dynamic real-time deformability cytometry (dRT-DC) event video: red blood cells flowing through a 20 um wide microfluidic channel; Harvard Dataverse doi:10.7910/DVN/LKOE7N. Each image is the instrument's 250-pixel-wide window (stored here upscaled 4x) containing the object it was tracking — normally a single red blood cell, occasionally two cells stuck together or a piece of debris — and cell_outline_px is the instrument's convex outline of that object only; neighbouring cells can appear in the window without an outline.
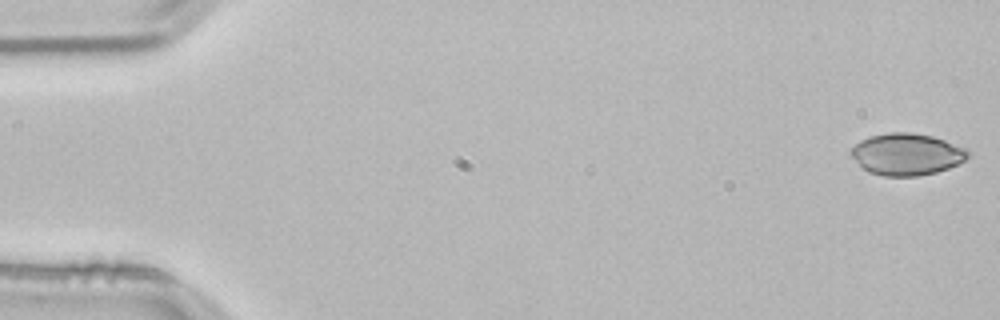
{"species": "common noctule bat (a hibernating species)", "species_latin": "Nyctalus noctula", "temperature_condition": "room temperature", "stored_images_in_passage": 53, "camera_frame_rate_fps": 3000, "um_per_image_px": 0.085, "animal": {"sex": "male", "body_mass_g": 21.5, "forearm_length_mm": 52.0}, "frame": {"image": 1, "passage_image": 1, "time_ms": 0.0, "image_size_px": [1000, 320], "cell_outline_px": [[972, 156], [948, 168], [936, 172], [916, 176], [884, 176], [868, 172], [848, 152], [860, 140], [872, 136], [892, 132], [908, 132], [932, 136], [968, 148], [972, 152]], "centroid_in_image_um": [77.12, 13.11], "position_along_channel_um": 7.9, "area_um2": 28.44}}
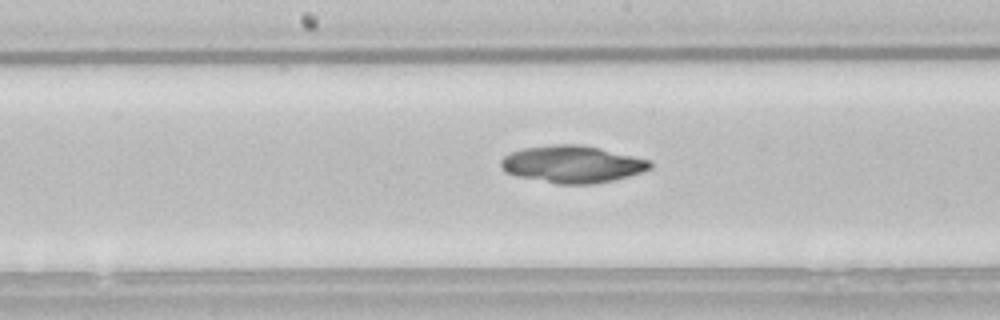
{"frame": {"image": 2, "passage_image": 27, "time_ms": 8.667, "image_size_px": [1000, 320], "cell_outline_px": [[652, 168], [628, 176], [612, 180], [592, 184], [556, 184], [516, 176], [504, 172], [500, 164], [500, 160], [504, 156], [512, 152], [524, 148], [552, 144], [576, 144], [600, 148], [652, 160]], "centroid_in_image_um": [48.63, 13.96], "position_along_channel_um": 199.6, "area_um2": 32.37}}
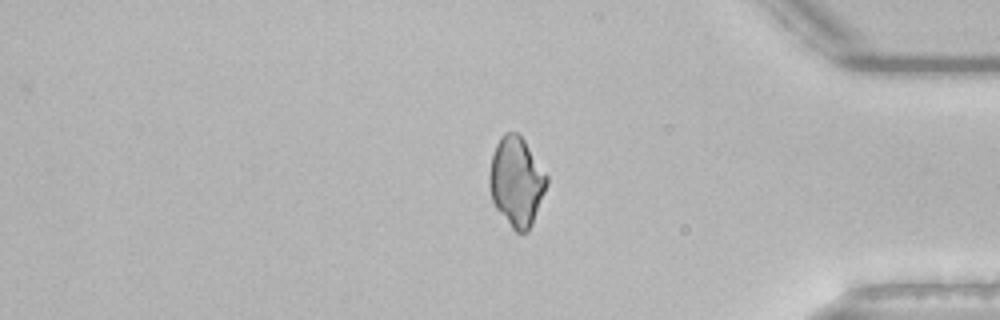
{"frame": {"image": 3, "passage_image": 44, "time_ms": 14.333, "image_size_px": [1000, 320], "cell_outline_px": [[548, 184], [532, 224], [528, 232], [516, 232], [512, 228], [496, 208], [492, 200], [488, 184], [488, 172], [492, 156], [496, 144], [500, 136], [504, 132], [516, 132], [524, 140], [548, 176]], "centroid_in_image_um": [43.89, 15.43], "position_along_channel_um": 391.3, "area_um2": 29.88}}